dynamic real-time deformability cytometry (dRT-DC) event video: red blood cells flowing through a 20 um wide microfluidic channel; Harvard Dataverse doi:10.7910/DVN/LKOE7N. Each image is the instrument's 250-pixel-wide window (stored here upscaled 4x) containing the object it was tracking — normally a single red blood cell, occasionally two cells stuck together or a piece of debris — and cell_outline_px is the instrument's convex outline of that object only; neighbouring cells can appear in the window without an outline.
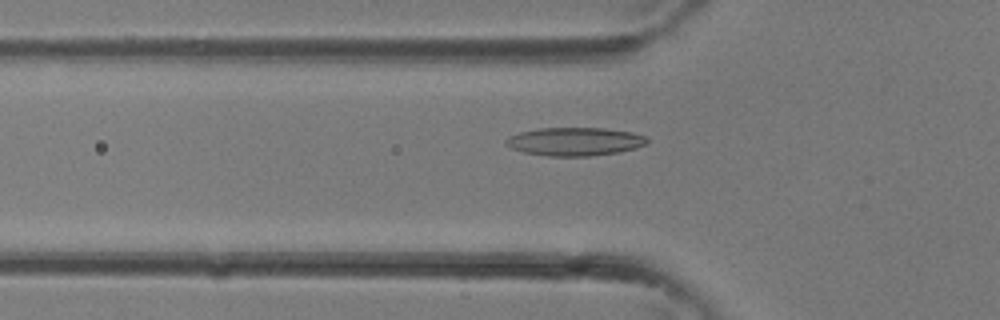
{"species": "common noctule bat (a hibernating species)", "species_latin": "Nyctalus noctula", "temperature_condition": "room temperature", "stored_images_in_passage": 34, "camera_frame_rate_fps": 3000, "um_per_image_px": 0.085, "animal": {"sex": "female"}, "frame": {"image": 1, "passage_image": 12, "time_ms": 3.667, "image_size_px": [1000, 320], "cell_outline_px": [[648, 140], [644, 144], [636, 148], [620, 152], [592, 156], [548, 156], [524, 152], [512, 148], [504, 144], [504, 140], [508, 136], [520, 132], [540, 128], [604, 128], [632, 132], [644, 136]], "centroid_in_image_um": [48.83, 12.03], "position_along_channel_um": 77.0, "area_um2": 23.29}}
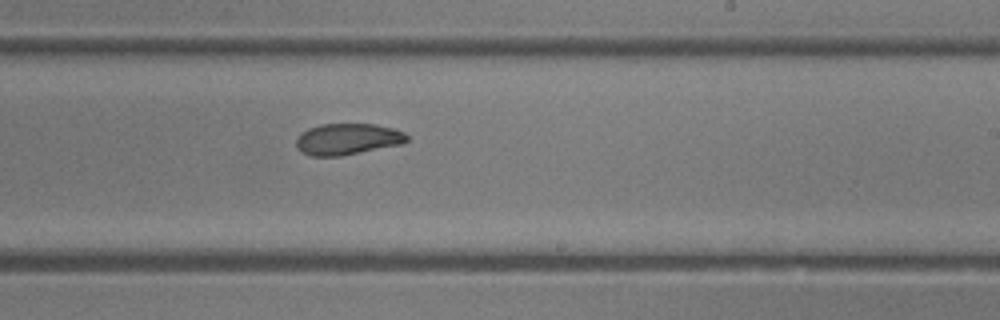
{"frame": {"image": 2, "passage_image": 21, "time_ms": 6.667, "image_size_px": [1000, 320], "cell_outline_px": [[408, 140], [404, 144], [340, 156], [308, 156], [300, 152], [296, 148], [296, 140], [300, 132], [308, 128], [320, 124], [376, 124], [396, 128], [404, 132], [408, 136]], "centroid_in_image_um": [29.54, 11.82], "position_along_channel_um": 259.5, "area_um2": 20.63}}
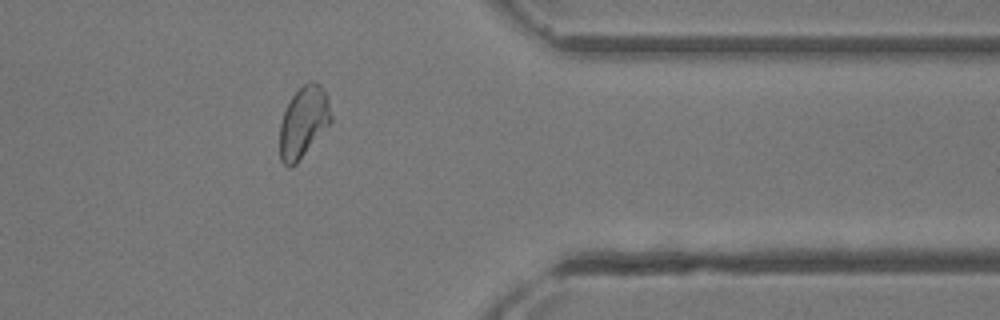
{"frame": {"image": 3, "passage_image": 28, "time_ms": 9.0, "image_size_px": [1000, 320], "cell_outline_px": [[332, 120], [296, 164], [292, 168], [288, 168], [280, 160], [280, 124], [284, 112], [292, 96], [308, 80], [316, 80], [320, 84], [328, 96], [332, 116]], "centroid_in_image_um": [25.8, 10.35], "position_along_channel_um": 385.6, "area_um2": 21.21}}